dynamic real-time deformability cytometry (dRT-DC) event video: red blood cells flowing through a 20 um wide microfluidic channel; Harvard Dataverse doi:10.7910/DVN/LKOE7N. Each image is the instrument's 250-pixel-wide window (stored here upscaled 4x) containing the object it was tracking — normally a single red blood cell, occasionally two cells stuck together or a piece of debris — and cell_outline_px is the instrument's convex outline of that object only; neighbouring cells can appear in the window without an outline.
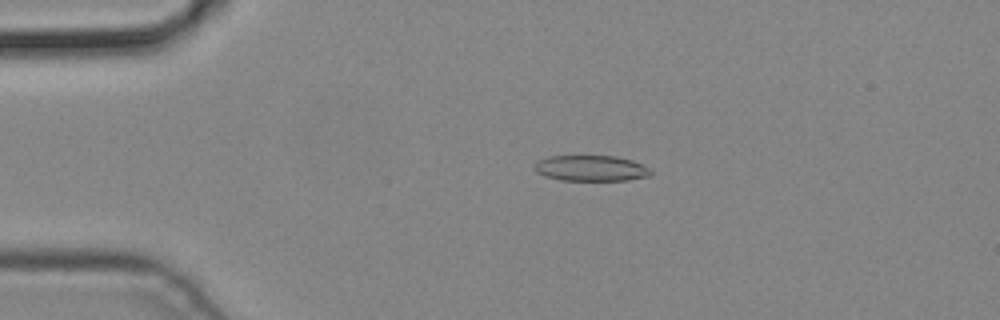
{"species": "common noctule bat (a hibernating species)", "species_latin": "Nyctalus noctula", "temperature_condition": "cold", "stored_images_in_passage": 4, "camera_frame_rate_fps": 3000, "um_per_image_px": 0.085, "animal": {"sex": "male", "body_mass_g": 19.2, "forearm_length_mm": 51.8}, "frame": {"image": 1, "passage_image": 3, "time_ms": 0.667, "image_size_px": [1000, 320], "cell_outline_px": [[652, 172], [648, 176], [628, 180], [560, 180], [544, 176], [536, 172], [532, 168], [536, 160], [548, 156], [616, 156], [632, 160], [648, 168]], "centroid_in_image_um": [50.15, 14.29], "position_along_channel_um": 34.8, "area_um2": 17.51}}